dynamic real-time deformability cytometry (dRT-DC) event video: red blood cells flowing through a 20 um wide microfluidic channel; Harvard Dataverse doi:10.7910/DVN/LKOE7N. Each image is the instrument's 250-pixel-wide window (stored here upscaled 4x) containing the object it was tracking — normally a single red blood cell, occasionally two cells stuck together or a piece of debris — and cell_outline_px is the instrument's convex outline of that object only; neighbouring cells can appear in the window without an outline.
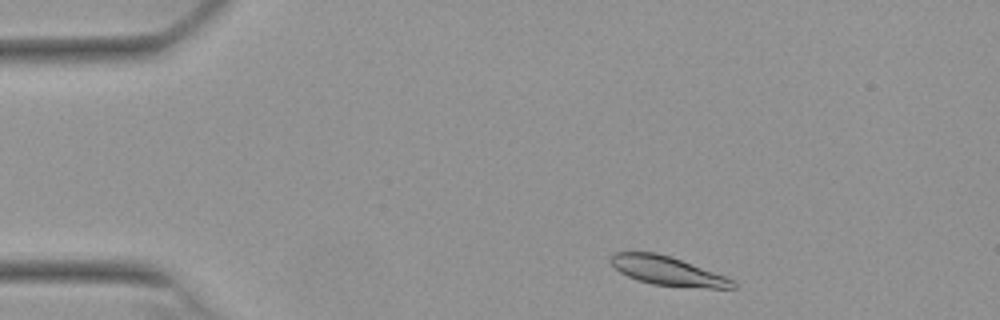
{"species": "Egyptian fruit bat (a non-hibernating species)", "species_latin": "Rousettus aegyptiacus", "temperature_condition": "warm", "stored_images_in_passage": 48, "camera_frame_rate_fps": 3000, "um_per_image_px": 0.085, "animal": {"sex": "female"}, "frame": {"image": 1, "passage_image": 3, "time_ms": 0.667, "image_size_px": [1000, 320], "cell_outline_px": [[736, 288], [708, 288], [652, 284], [636, 280], [620, 272], [608, 260], [612, 252], [656, 252], [672, 256], [736, 280]], "centroid_in_image_um": [56.74, 23.01], "position_along_channel_um": 28.3, "area_um2": 20.75}}
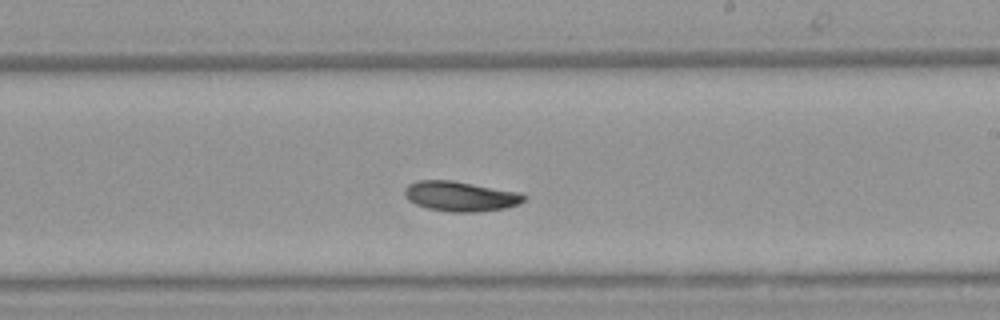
{"frame": {"image": 2, "passage_image": 26, "time_ms": 8.333, "image_size_px": [1000, 320], "cell_outline_px": [[524, 200], [520, 204], [504, 208], [476, 212], [448, 212], [428, 208], [416, 204], [408, 200], [404, 192], [404, 188], [408, 184], [416, 180], [452, 180], [520, 192], [524, 196]], "centroid_in_image_um": [39.11, 16.68], "position_along_channel_um": 249.9, "area_um2": 20.87}}
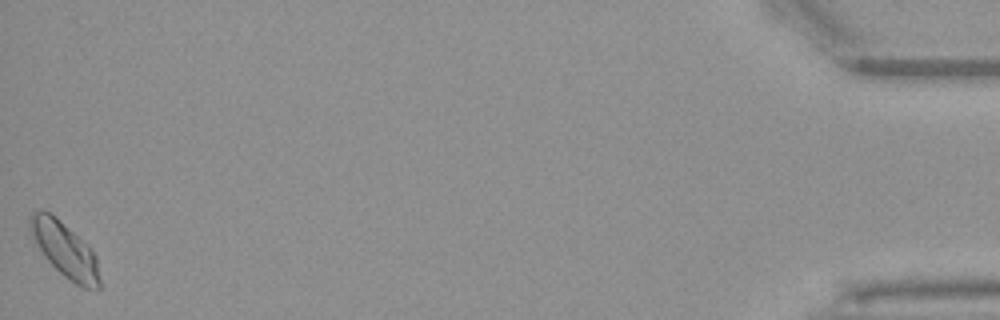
{"frame": {"image": 3, "passage_image": 48, "time_ms": 15.667, "image_size_px": [1000, 320], "cell_outline_px": [[100, 288], [84, 288], [76, 284], [64, 276], [44, 256], [32, 240], [28, 232], [28, 216], [32, 212], [40, 208], [56, 216], [88, 244], [96, 256], [100, 280]], "centroid_in_image_um": [5.46, 21.16], "position_along_channel_um": 429.7, "area_um2": 22.66}, "authors_computed_cell_mechanics": {"area_um2": 20.6924, "velocity_mm_per_s": 3.756, "shape_relaxation_time_tau1_ms": 4.6499, "shape_relaxation_time_tau2_ms": null, "deformation_change_tau1": 0.0898, "deformation_change_tau2": null}}